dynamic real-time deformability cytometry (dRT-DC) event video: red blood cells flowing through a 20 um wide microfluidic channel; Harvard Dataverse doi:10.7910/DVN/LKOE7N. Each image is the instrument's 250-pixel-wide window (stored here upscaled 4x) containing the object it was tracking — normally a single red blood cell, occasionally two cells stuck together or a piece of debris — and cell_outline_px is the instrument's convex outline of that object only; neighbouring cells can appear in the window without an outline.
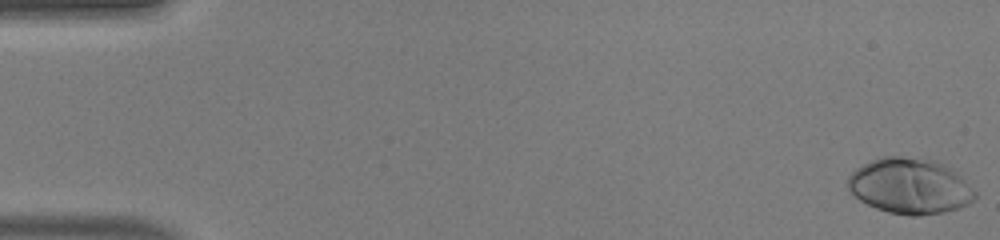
{"species": "human", "species_latin": "Homo sapiens", "temperature_condition": "warm", "stored_images_in_passage": 47, "camera_frame_rate_fps": 3000, "um_per_image_px": 0.085, "donor": {"sex": "male"}, "frame": {"image": 1, "passage_image": 1, "time_ms": 0.0, "image_size_px": [1000, 240], "cell_outline_px": [[976, 196], [968, 204], [944, 212], [916, 216], [908, 216], [888, 212], [876, 208], [860, 200], [848, 188], [848, 176], [856, 168], [872, 160], [884, 156], [900, 156], [936, 160], [948, 164], [956, 168], [976, 192]], "centroid_in_image_um": [77.39, 15.8], "position_along_channel_um": 7.6, "area_um2": 41.56}}
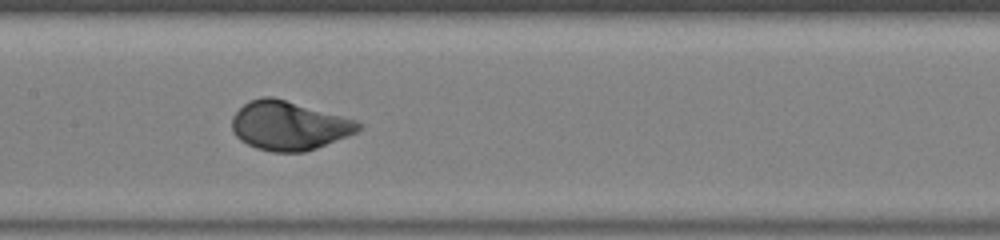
{"frame": {"image": 2, "passage_image": 25, "time_ms": 8.0, "image_size_px": [1000, 240], "cell_outline_px": [[364, 128], [348, 136], [316, 148], [304, 152], [272, 152], [256, 148], [240, 140], [232, 132], [232, 116], [248, 100], [260, 96], [272, 96], [356, 120], [364, 124]], "centroid_in_image_um": [24.55, 10.68], "position_along_channel_um": 182.8, "area_um2": 36.18}}
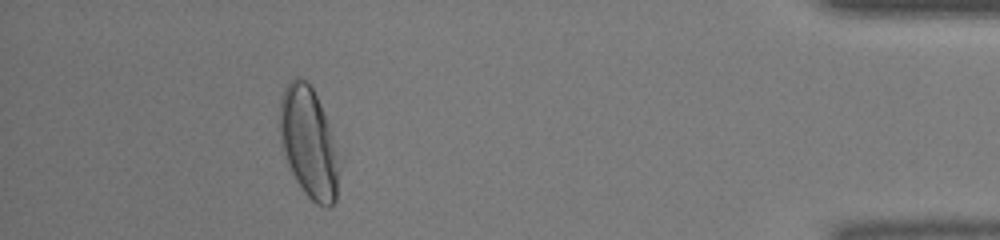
{"frame": {"image": 3, "passage_image": 45, "time_ms": 14.667, "image_size_px": [1000, 240], "cell_outline_px": [[344, 156], [336, 200], [328, 208], [316, 204], [304, 192], [296, 180], [288, 164], [280, 144], [280, 96], [284, 88], [296, 76], [300, 76], [312, 88], [344, 152]], "centroid_in_image_um": [26.35, 12.17], "position_along_channel_um": 408.9, "area_um2": 39.88}}